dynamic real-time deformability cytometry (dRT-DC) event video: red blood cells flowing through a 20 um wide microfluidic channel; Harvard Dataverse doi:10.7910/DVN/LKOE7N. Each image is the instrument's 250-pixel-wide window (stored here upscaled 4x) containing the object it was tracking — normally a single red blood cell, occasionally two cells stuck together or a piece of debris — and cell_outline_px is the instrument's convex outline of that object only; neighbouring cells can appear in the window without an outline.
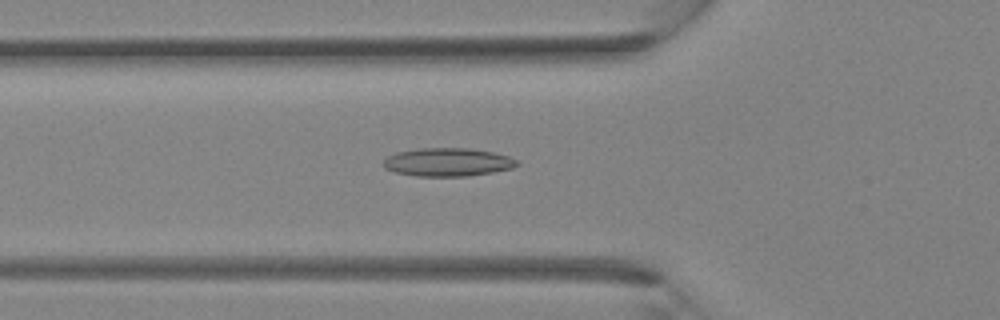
{"species": "Egyptian fruit bat (a non-hibernating species)", "species_latin": "Rousettus aegyptiacus", "temperature_condition": "room temperature", "stored_images_in_passage": 36, "camera_frame_rate_fps": 3000, "um_per_image_px": 0.085, "animal": {"sex": "female"}, "frame": {"image": 1, "passage_image": 12, "time_ms": 3.667, "image_size_px": [1000, 320], "cell_outline_px": [[520, 164], [512, 168], [492, 172], [468, 176], [416, 176], [396, 172], [384, 168], [380, 164], [388, 156], [396, 152], [420, 148], [468, 148], [492, 152], [508, 156], [516, 160]], "centroid_in_image_um": [38.02, 13.78], "position_along_channel_um": 87.8, "area_um2": 22.02}}
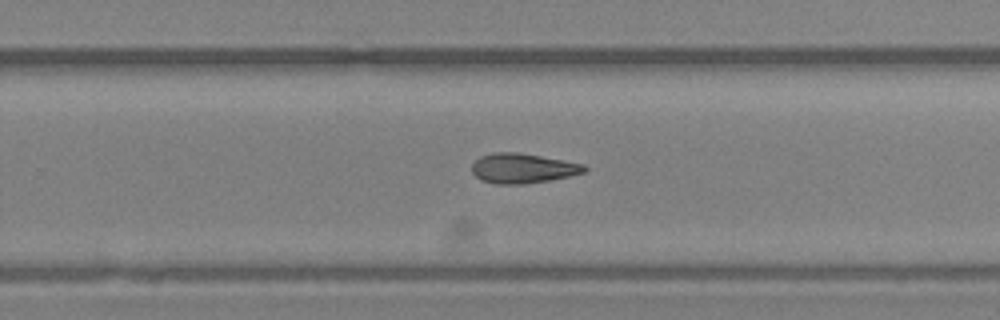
{"frame": {"image": 2, "passage_image": 23, "time_ms": 7.333, "image_size_px": [1000, 320], "cell_outline_px": [[588, 168], [584, 172], [568, 176], [548, 180], [524, 184], [496, 184], [480, 180], [472, 172], [472, 164], [480, 156], [496, 152], [516, 152], [540, 156], [584, 164]], "centroid_in_image_um": [44.4, 14.31], "position_along_channel_um": 285.4, "area_um2": 19.36}}
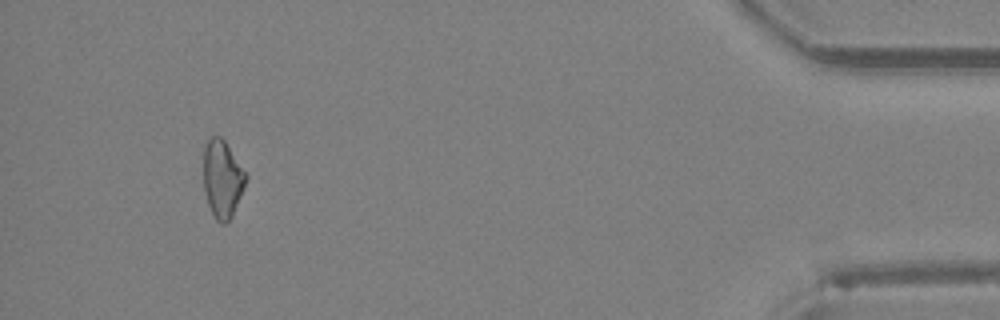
{"frame": {"image": 3, "passage_image": 34, "time_ms": 11.0, "image_size_px": [1000, 320], "cell_outline_px": [[248, 176], [244, 188], [232, 216], [224, 224], [220, 224], [216, 220], [208, 204], [204, 192], [204, 148], [208, 140], [212, 136], [220, 136], [224, 140]], "centroid_in_image_um": [18.9, 15.22], "position_along_channel_um": 416.3, "area_um2": 18.96}}